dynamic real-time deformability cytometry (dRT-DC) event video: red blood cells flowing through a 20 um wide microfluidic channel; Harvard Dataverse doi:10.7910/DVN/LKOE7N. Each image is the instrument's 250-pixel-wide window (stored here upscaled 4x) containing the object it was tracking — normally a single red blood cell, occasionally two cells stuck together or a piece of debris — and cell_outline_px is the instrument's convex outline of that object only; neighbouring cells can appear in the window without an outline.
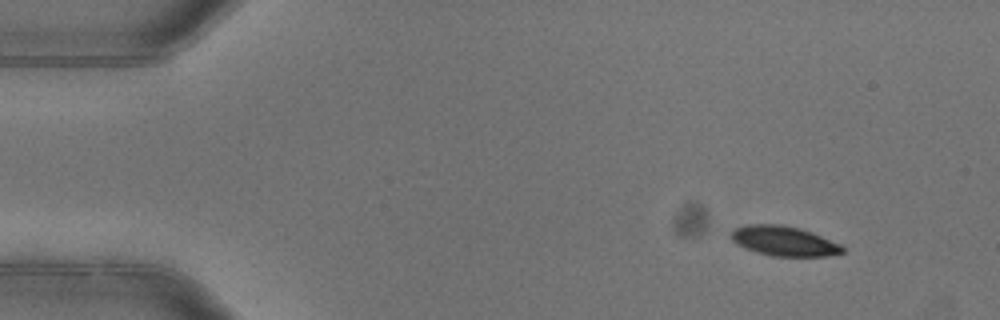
{"species": "common noctule bat (a hibernating species)", "species_latin": "Nyctalus noctula", "temperature_condition": "warm", "stored_images_in_passage": 5, "camera_frame_rate_fps": 3000, "um_per_image_px": 0.085, "animal": {"sex": "female"}, "frame": {"image": 1, "passage_image": 2, "time_ms": 0.333, "image_size_px": [1000, 320], "cell_outline_px": [[844, 252], [828, 256], [772, 256], [756, 252], [744, 248], [736, 244], [732, 240], [732, 232], [736, 228], [744, 224], [780, 224], [800, 228], [812, 232], [840, 244], [844, 248]], "centroid_in_image_um": [66.63, 20.48], "position_along_channel_um": 18.4, "area_um2": 19.36}}
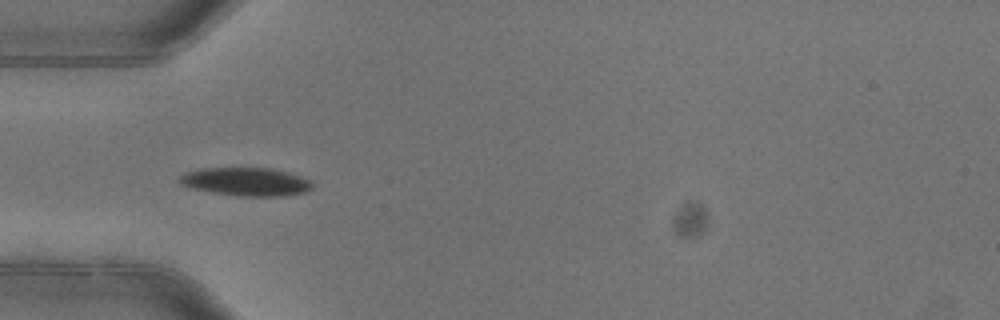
{"frame": {"image": 2, "passage_image": 5, "time_ms": 1.333, "image_size_px": [1000, 320], "cell_outline_px": [[312, 188], [304, 192], [284, 196], [236, 196], [212, 192], [192, 188], [180, 184], [176, 180], [180, 176], [188, 172], [204, 168], [268, 168], [288, 172], [308, 180], [312, 184]], "centroid_in_image_um": [20.88, 15.45], "position_along_channel_um": 64.1, "area_um2": 21.68}}